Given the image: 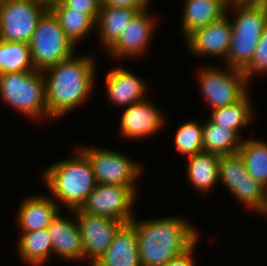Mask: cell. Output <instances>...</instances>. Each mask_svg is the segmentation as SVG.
<instances>
[{
  "instance_id": "cell-29",
  "label": "cell",
  "mask_w": 267,
  "mask_h": 266,
  "mask_svg": "<svg viewBox=\"0 0 267 266\" xmlns=\"http://www.w3.org/2000/svg\"><path fill=\"white\" fill-rule=\"evenodd\" d=\"M174 138L175 149L183 156L203 152V123L194 120L183 122Z\"/></svg>"
},
{
  "instance_id": "cell-17",
  "label": "cell",
  "mask_w": 267,
  "mask_h": 266,
  "mask_svg": "<svg viewBox=\"0 0 267 266\" xmlns=\"http://www.w3.org/2000/svg\"><path fill=\"white\" fill-rule=\"evenodd\" d=\"M91 266H142L135 228L130 223L123 224L108 250Z\"/></svg>"
},
{
  "instance_id": "cell-32",
  "label": "cell",
  "mask_w": 267,
  "mask_h": 266,
  "mask_svg": "<svg viewBox=\"0 0 267 266\" xmlns=\"http://www.w3.org/2000/svg\"><path fill=\"white\" fill-rule=\"evenodd\" d=\"M150 2V0H102L101 6L148 9L146 7Z\"/></svg>"
},
{
  "instance_id": "cell-21",
  "label": "cell",
  "mask_w": 267,
  "mask_h": 266,
  "mask_svg": "<svg viewBox=\"0 0 267 266\" xmlns=\"http://www.w3.org/2000/svg\"><path fill=\"white\" fill-rule=\"evenodd\" d=\"M143 10L145 9L101 6L95 28H98L97 33L105 49L109 50L118 41L130 21Z\"/></svg>"
},
{
  "instance_id": "cell-13",
  "label": "cell",
  "mask_w": 267,
  "mask_h": 266,
  "mask_svg": "<svg viewBox=\"0 0 267 266\" xmlns=\"http://www.w3.org/2000/svg\"><path fill=\"white\" fill-rule=\"evenodd\" d=\"M227 16L191 33L185 41L189 52L202 57H222L225 62L232 35L231 22Z\"/></svg>"
},
{
  "instance_id": "cell-27",
  "label": "cell",
  "mask_w": 267,
  "mask_h": 266,
  "mask_svg": "<svg viewBox=\"0 0 267 266\" xmlns=\"http://www.w3.org/2000/svg\"><path fill=\"white\" fill-rule=\"evenodd\" d=\"M49 9L58 18L61 28L75 45L95 29L96 23L81 11L72 10L69 6H50Z\"/></svg>"
},
{
  "instance_id": "cell-1",
  "label": "cell",
  "mask_w": 267,
  "mask_h": 266,
  "mask_svg": "<svg viewBox=\"0 0 267 266\" xmlns=\"http://www.w3.org/2000/svg\"><path fill=\"white\" fill-rule=\"evenodd\" d=\"M95 65L90 55H73L42 71L51 119L64 116L86 100L93 90Z\"/></svg>"
},
{
  "instance_id": "cell-3",
  "label": "cell",
  "mask_w": 267,
  "mask_h": 266,
  "mask_svg": "<svg viewBox=\"0 0 267 266\" xmlns=\"http://www.w3.org/2000/svg\"><path fill=\"white\" fill-rule=\"evenodd\" d=\"M43 173V182L54 201H61L69 211L79 209L97 185L91 162L80 149L71 158L56 161Z\"/></svg>"
},
{
  "instance_id": "cell-25",
  "label": "cell",
  "mask_w": 267,
  "mask_h": 266,
  "mask_svg": "<svg viewBox=\"0 0 267 266\" xmlns=\"http://www.w3.org/2000/svg\"><path fill=\"white\" fill-rule=\"evenodd\" d=\"M249 98L247 93L231 105L214 109L209 118L218 126L233 130L240 137V130L250 123L254 111Z\"/></svg>"
},
{
  "instance_id": "cell-20",
  "label": "cell",
  "mask_w": 267,
  "mask_h": 266,
  "mask_svg": "<svg viewBox=\"0 0 267 266\" xmlns=\"http://www.w3.org/2000/svg\"><path fill=\"white\" fill-rule=\"evenodd\" d=\"M59 208L51 197L30 196L19 206L17 223L22 232L46 229L59 213Z\"/></svg>"
},
{
  "instance_id": "cell-28",
  "label": "cell",
  "mask_w": 267,
  "mask_h": 266,
  "mask_svg": "<svg viewBox=\"0 0 267 266\" xmlns=\"http://www.w3.org/2000/svg\"><path fill=\"white\" fill-rule=\"evenodd\" d=\"M36 70L29 43L0 40V74Z\"/></svg>"
},
{
  "instance_id": "cell-12",
  "label": "cell",
  "mask_w": 267,
  "mask_h": 266,
  "mask_svg": "<svg viewBox=\"0 0 267 266\" xmlns=\"http://www.w3.org/2000/svg\"><path fill=\"white\" fill-rule=\"evenodd\" d=\"M80 230L83 244V259H91L93 265L110 247L115 233L124 224L106 216L91 215L71 210Z\"/></svg>"
},
{
  "instance_id": "cell-9",
  "label": "cell",
  "mask_w": 267,
  "mask_h": 266,
  "mask_svg": "<svg viewBox=\"0 0 267 266\" xmlns=\"http://www.w3.org/2000/svg\"><path fill=\"white\" fill-rule=\"evenodd\" d=\"M48 9L37 0H8L0 7V40L29 43Z\"/></svg>"
},
{
  "instance_id": "cell-23",
  "label": "cell",
  "mask_w": 267,
  "mask_h": 266,
  "mask_svg": "<svg viewBox=\"0 0 267 266\" xmlns=\"http://www.w3.org/2000/svg\"><path fill=\"white\" fill-rule=\"evenodd\" d=\"M20 234L18 252L22 260L30 266H43L53 254L52 241L47 228Z\"/></svg>"
},
{
  "instance_id": "cell-26",
  "label": "cell",
  "mask_w": 267,
  "mask_h": 266,
  "mask_svg": "<svg viewBox=\"0 0 267 266\" xmlns=\"http://www.w3.org/2000/svg\"><path fill=\"white\" fill-rule=\"evenodd\" d=\"M238 152L249 176L267 188V143L259 139H245Z\"/></svg>"
},
{
  "instance_id": "cell-24",
  "label": "cell",
  "mask_w": 267,
  "mask_h": 266,
  "mask_svg": "<svg viewBox=\"0 0 267 266\" xmlns=\"http://www.w3.org/2000/svg\"><path fill=\"white\" fill-rule=\"evenodd\" d=\"M242 139L233 130L218 126L211 119L203 124V152L219 156L238 152Z\"/></svg>"
},
{
  "instance_id": "cell-22",
  "label": "cell",
  "mask_w": 267,
  "mask_h": 266,
  "mask_svg": "<svg viewBox=\"0 0 267 266\" xmlns=\"http://www.w3.org/2000/svg\"><path fill=\"white\" fill-rule=\"evenodd\" d=\"M220 157L209 152L187 157V177L198 192L206 193L219 182Z\"/></svg>"
},
{
  "instance_id": "cell-34",
  "label": "cell",
  "mask_w": 267,
  "mask_h": 266,
  "mask_svg": "<svg viewBox=\"0 0 267 266\" xmlns=\"http://www.w3.org/2000/svg\"><path fill=\"white\" fill-rule=\"evenodd\" d=\"M259 213H264L265 215H267V188H265V200L263 203V207Z\"/></svg>"
},
{
  "instance_id": "cell-35",
  "label": "cell",
  "mask_w": 267,
  "mask_h": 266,
  "mask_svg": "<svg viewBox=\"0 0 267 266\" xmlns=\"http://www.w3.org/2000/svg\"><path fill=\"white\" fill-rule=\"evenodd\" d=\"M59 1H61V0H45V5L50 7L52 4L59 2Z\"/></svg>"
},
{
  "instance_id": "cell-6",
  "label": "cell",
  "mask_w": 267,
  "mask_h": 266,
  "mask_svg": "<svg viewBox=\"0 0 267 266\" xmlns=\"http://www.w3.org/2000/svg\"><path fill=\"white\" fill-rule=\"evenodd\" d=\"M36 70L44 71L75 55V44L61 28L58 18L48 9L39 19L29 42Z\"/></svg>"
},
{
  "instance_id": "cell-7",
  "label": "cell",
  "mask_w": 267,
  "mask_h": 266,
  "mask_svg": "<svg viewBox=\"0 0 267 266\" xmlns=\"http://www.w3.org/2000/svg\"><path fill=\"white\" fill-rule=\"evenodd\" d=\"M222 70L206 66L198 73L199 89L211 110L231 105L249 93L246 89L249 80L242 70L231 67Z\"/></svg>"
},
{
  "instance_id": "cell-15",
  "label": "cell",
  "mask_w": 267,
  "mask_h": 266,
  "mask_svg": "<svg viewBox=\"0 0 267 266\" xmlns=\"http://www.w3.org/2000/svg\"><path fill=\"white\" fill-rule=\"evenodd\" d=\"M154 105L146 98L125 107L119 126L122 136L129 139H143L159 132L165 119Z\"/></svg>"
},
{
  "instance_id": "cell-8",
  "label": "cell",
  "mask_w": 267,
  "mask_h": 266,
  "mask_svg": "<svg viewBox=\"0 0 267 266\" xmlns=\"http://www.w3.org/2000/svg\"><path fill=\"white\" fill-rule=\"evenodd\" d=\"M91 162L97 184L134 187L141 174V164L118 151L98 147H79ZM136 179V181H135Z\"/></svg>"
},
{
  "instance_id": "cell-18",
  "label": "cell",
  "mask_w": 267,
  "mask_h": 266,
  "mask_svg": "<svg viewBox=\"0 0 267 266\" xmlns=\"http://www.w3.org/2000/svg\"><path fill=\"white\" fill-rule=\"evenodd\" d=\"M73 220L62 217L58 213L47 228L52 241L53 253L68 261L83 259L80 230L76 218Z\"/></svg>"
},
{
  "instance_id": "cell-5",
  "label": "cell",
  "mask_w": 267,
  "mask_h": 266,
  "mask_svg": "<svg viewBox=\"0 0 267 266\" xmlns=\"http://www.w3.org/2000/svg\"><path fill=\"white\" fill-rule=\"evenodd\" d=\"M0 96L15 110L30 118L50 119L42 71L31 70L0 74Z\"/></svg>"
},
{
  "instance_id": "cell-31",
  "label": "cell",
  "mask_w": 267,
  "mask_h": 266,
  "mask_svg": "<svg viewBox=\"0 0 267 266\" xmlns=\"http://www.w3.org/2000/svg\"><path fill=\"white\" fill-rule=\"evenodd\" d=\"M101 5L102 0H61L51 6H69L72 10L87 14L96 23Z\"/></svg>"
},
{
  "instance_id": "cell-16",
  "label": "cell",
  "mask_w": 267,
  "mask_h": 266,
  "mask_svg": "<svg viewBox=\"0 0 267 266\" xmlns=\"http://www.w3.org/2000/svg\"><path fill=\"white\" fill-rule=\"evenodd\" d=\"M141 77L115 67L106 76V94L114 105L128 107L145 100L147 86Z\"/></svg>"
},
{
  "instance_id": "cell-11",
  "label": "cell",
  "mask_w": 267,
  "mask_h": 266,
  "mask_svg": "<svg viewBox=\"0 0 267 266\" xmlns=\"http://www.w3.org/2000/svg\"><path fill=\"white\" fill-rule=\"evenodd\" d=\"M220 180L241 204L248 209L261 211L265 200V187L249 176L239 152L220 157Z\"/></svg>"
},
{
  "instance_id": "cell-33",
  "label": "cell",
  "mask_w": 267,
  "mask_h": 266,
  "mask_svg": "<svg viewBox=\"0 0 267 266\" xmlns=\"http://www.w3.org/2000/svg\"><path fill=\"white\" fill-rule=\"evenodd\" d=\"M196 243L189 248L186 252L182 253L181 255L173 258L168 264L165 266H196L193 258L194 249Z\"/></svg>"
},
{
  "instance_id": "cell-19",
  "label": "cell",
  "mask_w": 267,
  "mask_h": 266,
  "mask_svg": "<svg viewBox=\"0 0 267 266\" xmlns=\"http://www.w3.org/2000/svg\"><path fill=\"white\" fill-rule=\"evenodd\" d=\"M228 4V0H184L182 31L185 39L195 30L225 16Z\"/></svg>"
},
{
  "instance_id": "cell-4",
  "label": "cell",
  "mask_w": 267,
  "mask_h": 266,
  "mask_svg": "<svg viewBox=\"0 0 267 266\" xmlns=\"http://www.w3.org/2000/svg\"><path fill=\"white\" fill-rule=\"evenodd\" d=\"M236 11L231 22L232 35L225 64L243 70L251 61L267 23V0L229 1Z\"/></svg>"
},
{
  "instance_id": "cell-37",
  "label": "cell",
  "mask_w": 267,
  "mask_h": 266,
  "mask_svg": "<svg viewBox=\"0 0 267 266\" xmlns=\"http://www.w3.org/2000/svg\"><path fill=\"white\" fill-rule=\"evenodd\" d=\"M37 1H39V2H42V3H44V4H45V0H37Z\"/></svg>"
},
{
  "instance_id": "cell-2",
  "label": "cell",
  "mask_w": 267,
  "mask_h": 266,
  "mask_svg": "<svg viewBox=\"0 0 267 266\" xmlns=\"http://www.w3.org/2000/svg\"><path fill=\"white\" fill-rule=\"evenodd\" d=\"M130 224L138 239L139 257L142 266H165L198 241V232L189 222L180 217H163Z\"/></svg>"
},
{
  "instance_id": "cell-36",
  "label": "cell",
  "mask_w": 267,
  "mask_h": 266,
  "mask_svg": "<svg viewBox=\"0 0 267 266\" xmlns=\"http://www.w3.org/2000/svg\"><path fill=\"white\" fill-rule=\"evenodd\" d=\"M8 0H0V7H2Z\"/></svg>"
},
{
  "instance_id": "cell-30",
  "label": "cell",
  "mask_w": 267,
  "mask_h": 266,
  "mask_svg": "<svg viewBox=\"0 0 267 266\" xmlns=\"http://www.w3.org/2000/svg\"><path fill=\"white\" fill-rule=\"evenodd\" d=\"M250 82L253 75L267 73V23L250 63L242 70Z\"/></svg>"
},
{
  "instance_id": "cell-14",
  "label": "cell",
  "mask_w": 267,
  "mask_h": 266,
  "mask_svg": "<svg viewBox=\"0 0 267 266\" xmlns=\"http://www.w3.org/2000/svg\"><path fill=\"white\" fill-rule=\"evenodd\" d=\"M154 17L148 15L147 9L138 12L122 32L118 41L108 50L117 59H129L142 55L149 47L155 29ZM148 45V46H147Z\"/></svg>"
},
{
  "instance_id": "cell-10",
  "label": "cell",
  "mask_w": 267,
  "mask_h": 266,
  "mask_svg": "<svg viewBox=\"0 0 267 266\" xmlns=\"http://www.w3.org/2000/svg\"><path fill=\"white\" fill-rule=\"evenodd\" d=\"M136 189L121 185L97 184L79 208L80 211L130 223L133 218L131 208L136 201Z\"/></svg>"
}]
</instances>
